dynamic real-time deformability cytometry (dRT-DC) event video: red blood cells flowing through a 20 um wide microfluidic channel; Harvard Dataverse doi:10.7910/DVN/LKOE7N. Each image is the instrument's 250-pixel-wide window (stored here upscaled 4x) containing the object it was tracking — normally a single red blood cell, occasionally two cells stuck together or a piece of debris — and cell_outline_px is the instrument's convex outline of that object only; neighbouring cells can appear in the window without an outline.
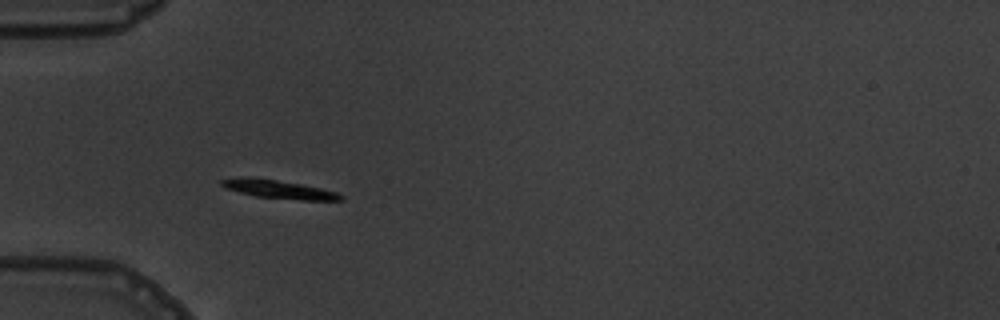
{"species": "common noctule bat (a hibernating species)", "species_latin": "Nyctalus noctula", "temperature_condition": "warm", "stored_images_in_passage": 4, "camera_frame_rate_fps": 3000, "um_per_image_px": 0.085, "animal": {"sex": "male", "body_mass_g": 19.5, "forearm_length_mm": 54.6}, "frame": {"image": 1, "passage_image": 3, "time_ms": 3.333, "image_size_px": [1000, 320], "cell_outline_px": [[344, 200], [300, 200], [256, 196], [240, 192], [228, 188], [220, 184], [220, 180], [248, 176], [252, 176], [300, 184], [320, 188], [336, 192], [344, 196]], "centroid_in_image_um": [23.71, 16.08], "position_along_channel_um": 61.3, "area_um2": 12.6}}